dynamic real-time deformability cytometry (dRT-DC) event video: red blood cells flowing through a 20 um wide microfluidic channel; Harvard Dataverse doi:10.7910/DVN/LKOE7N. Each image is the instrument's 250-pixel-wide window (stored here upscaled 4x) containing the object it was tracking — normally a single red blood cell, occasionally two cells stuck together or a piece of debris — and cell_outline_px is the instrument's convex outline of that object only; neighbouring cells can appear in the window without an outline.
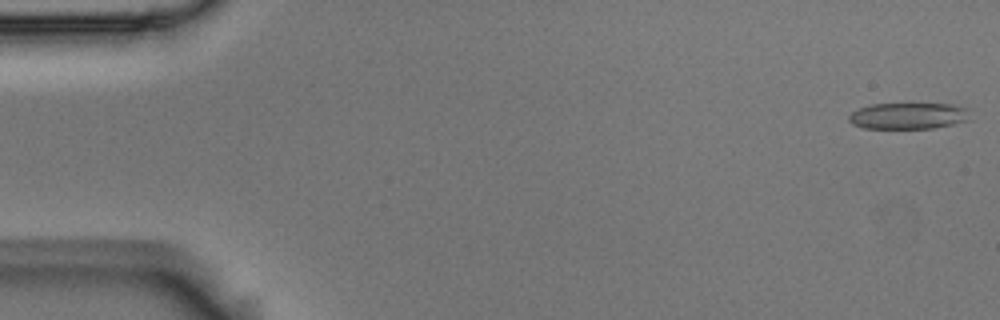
{"species": "Egyptian fruit bat (a non-hibernating species)", "species_latin": "Rousettus aegyptiacus", "temperature_condition": "room temperature", "stored_images_in_passage": 54, "camera_frame_rate_fps": 3000, "um_per_image_px": 0.085, "animal": {"sex": "male"}, "frame": {"image": 1, "passage_image": 1, "time_ms": 0.0, "image_size_px": [1000, 320], "cell_outline_px": [[972, 120], [932, 128], [864, 128], [852, 124], [848, 120], [848, 116], [852, 112], [860, 108], [872, 104], [948, 104], [964, 108]], "centroid_in_image_um": [77.18, 9.86], "position_along_channel_um": 7.8, "area_um2": 18.38}}
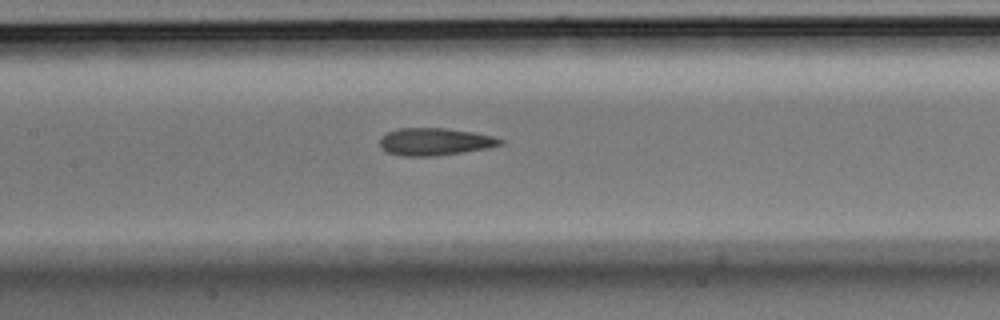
{"frame": {"image": 2, "passage_image": 25, "time_ms": 8.0, "image_size_px": [1000, 320], "cell_outline_px": [[504, 144], [488, 148], [464, 152], [436, 156], [400, 156], [388, 152], [380, 148], [380, 136], [396, 128], [444, 128], [472, 132], [492, 136], [504, 140]], "centroid_in_image_um": [36.94, 12.05], "position_along_channel_um": 170.5, "area_um2": 19.36}}
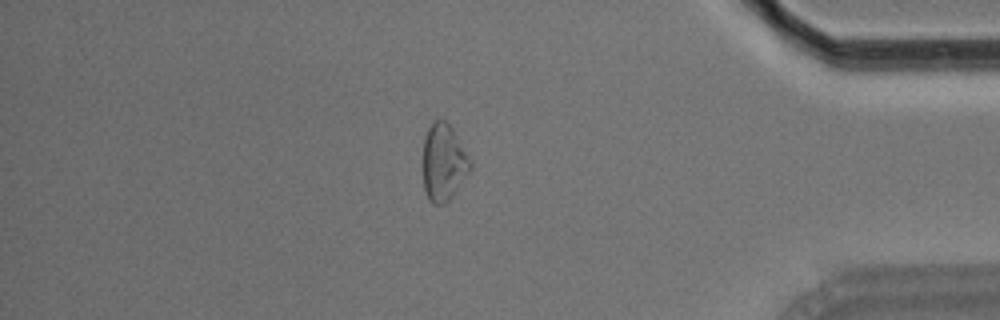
{"frame": {"image": 3, "passage_image": 46, "time_ms": 15.0, "image_size_px": [1000, 320], "cell_outline_px": [[472, 168], [452, 196], [444, 204], [432, 204], [428, 200], [424, 188], [424, 140], [428, 128], [436, 120], [444, 120], [452, 128], [472, 160]], "centroid_in_image_um": [37.73, 13.83], "position_along_channel_um": 397.5, "area_um2": 21.04}, "authors_computed_cell_mechanics": {"area_um2": 19.7676, "velocity_mm_per_s": 3.7168, "shape_relaxation_time_tau1_ms": null, "shape_relaxation_time_tau2_ms": 3.2374, "deformation_change_tau1": null, "deformation_change_tau2": 0.1189}}